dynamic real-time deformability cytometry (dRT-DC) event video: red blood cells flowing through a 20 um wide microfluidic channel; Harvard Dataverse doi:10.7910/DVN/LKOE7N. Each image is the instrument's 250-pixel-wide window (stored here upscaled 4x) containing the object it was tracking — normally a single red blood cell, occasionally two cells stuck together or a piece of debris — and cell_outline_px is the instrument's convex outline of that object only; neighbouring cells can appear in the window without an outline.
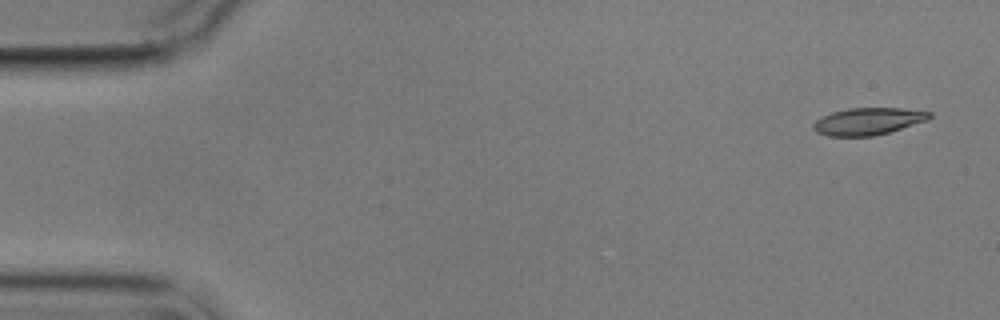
{"species": "common noctule bat (a hibernating species)", "species_latin": "Nyctalus noctula", "temperature_condition": "cold", "stored_images_in_passage": 6, "camera_frame_rate_fps": 3000, "um_per_image_px": 0.085, "animal": {"sex": "male", "body_mass_g": 17.9}, "frame": {"image": 1, "passage_image": 6, "time_ms": 6.333, "image_size_px": [1000, 320], "cell_outline_px": [[932, 116], [928, 120], [888, 132], [872, 136], [828, 136], [816, 132], [812, 128], [812, 124], [816, 120], [832, 112], [848, 108], [900, 108], [932, 112]], "centroid_in_image_um": [73.77, 10.31], "position_along_channel_um": 11.2, "area_um2": 18.26}}